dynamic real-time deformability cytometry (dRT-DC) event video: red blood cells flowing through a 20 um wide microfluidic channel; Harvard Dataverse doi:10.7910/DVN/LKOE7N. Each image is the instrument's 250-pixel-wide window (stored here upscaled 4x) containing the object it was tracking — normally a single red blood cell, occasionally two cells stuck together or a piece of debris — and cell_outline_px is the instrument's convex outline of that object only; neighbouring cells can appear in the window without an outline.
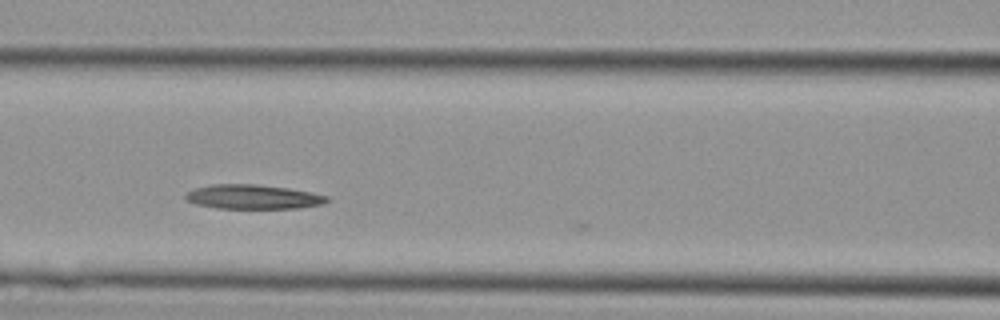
{"species": "Egyptian fruit bat (a non-hibernating species)", "species_latin": "Rousettus aegyptiacus", "temperature_condition": "cold", "stored_images_in_passage": 10, "camera_frame_rate_fps": 3000, "um_per_image_px": 0.085, "animal": {"sex": "female"}, "frame": {"image": 1, "passage_image": 9, "time_ms": 2.667, "image_size_px": [1000, 320], "cell_outline_px": [[332, 200], [324, 204], [300, 208], [216, 208], [196, 204], [184, 200], [184, 192], [196, 188], [212, 184], [256, 184], [288, 188], [328, 196]], "centroid_in_image_um": [21.49, 16.73], "position_along_channel_um": 145.1, "area_um2": 20.23}}